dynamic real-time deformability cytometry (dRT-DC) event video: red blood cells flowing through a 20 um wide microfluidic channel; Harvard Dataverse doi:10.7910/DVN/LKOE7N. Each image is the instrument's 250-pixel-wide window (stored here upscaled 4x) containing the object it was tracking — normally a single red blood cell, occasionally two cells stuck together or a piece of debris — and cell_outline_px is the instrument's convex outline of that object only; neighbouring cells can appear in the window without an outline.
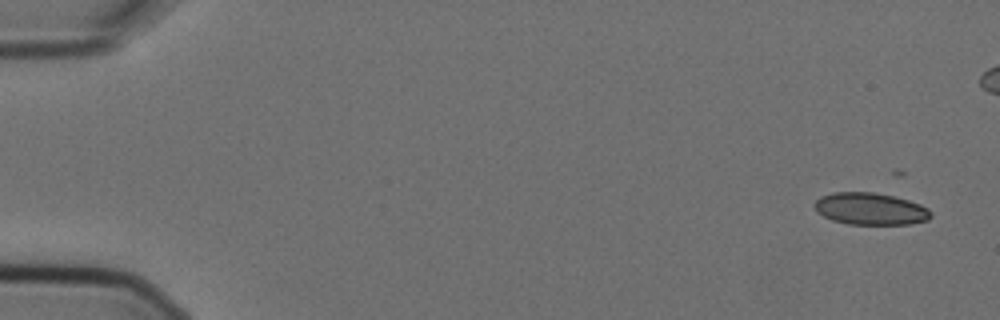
{"species": "Egyptian fruit bat (a non-hibernating species)", "species_latin": "Rousettus aegyptiacus", "temperature_condition": "cold", "stored_images_in_passage": 5, "camera_frame_rate_fps": 3000, "um_per_image_px": 0.085, "animal": {"sex": "female"}, "frame": {"image": 1, "passage_image": 1, "time_ms": 0.0, "image_size_px": [1000, 320], "cell_outline_px": [[932, 216], [928, 220], [908, 224], [848, 224], [832, 220], [816, 212], [812, 204], [820, 196], [832, 192], [872, 192], [896, 196], [920, 204], [928, 208], [932, 212]], "centroid_in_image_um": [73.97, 17.74], "position_along_channel_um": 11.0, "area_um2": 21.96}}